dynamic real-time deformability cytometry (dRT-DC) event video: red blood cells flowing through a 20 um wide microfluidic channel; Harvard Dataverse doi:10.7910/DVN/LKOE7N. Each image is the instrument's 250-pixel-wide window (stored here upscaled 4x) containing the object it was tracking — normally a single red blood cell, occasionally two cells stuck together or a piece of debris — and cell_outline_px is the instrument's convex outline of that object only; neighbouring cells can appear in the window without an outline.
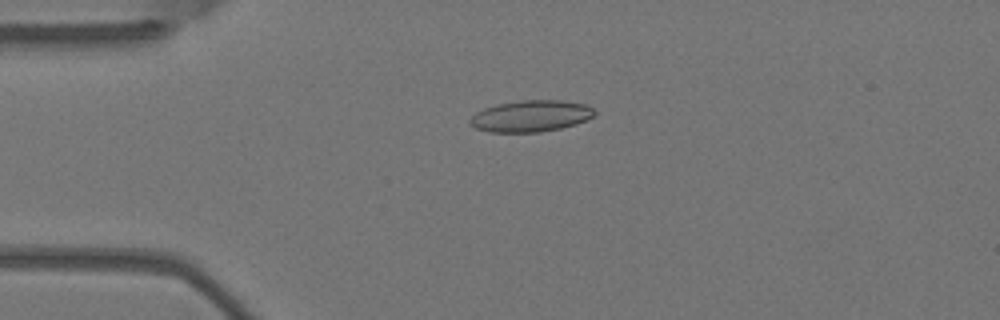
{"species": "Egyptian fruit bat (a non-hibernating species)", "species_latin": "Rousettus aegyptiacus", "temperature_condition": "warm", "stored_images_in_passage": 14, "camera_frame_rate_fps": 3000, "um_per_image_px": 0.085, "animal": {"sex": "female"}, "frame": {"image": 1, "passage_image": 3, "time_ms": 0.667, "image_size_px": [1000, 320], "cell_outline_px": [[596, 112], [592, 116], [576, 124], [560, 128], [540, 132], [488, 132], [476, 128], [468, 124], [468, 120], [476, 112], [484, 108], [496, 104], [524, 100], [560, 100], [584, 104], [592, 108]], "centroid_in_image_um": [45.07, 9.87], "position_along_channel_um": 39.9, "area_um2": 22.77}}
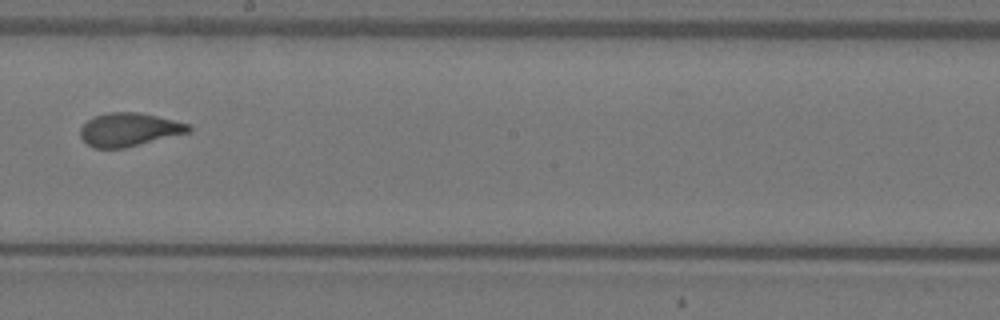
{"frame": {"image": 2, "passage_image": 8, "time_ms": 2.333, "image_size_px": [1000, 320], "cell_outline_px": [[192, 132], [124, 148], [96, 148], [88, 144], [80, 136], [80, 128], [92, 116], [108, 112], [140, 112], [188, 124], [192, 128]], "centroid_in_image_um": [10.97, 11.01], "position_along_channel_um": 237.2, "area_um2": 21.04}}
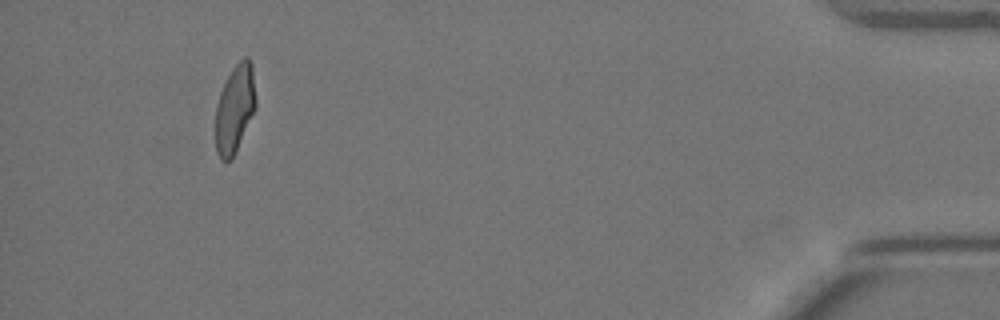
{"frame": {"image": 3, "passage_image": 13, "time_ms": 4.0, "image_size_px": [1000, 320], "cell_outline_px": [[256, 108], [232, 160], [220, 160], [216, 152], [216, 104], [220, 92], [232, 68], [244, 56], [248, 56], [252, 64], [256, 100]], "centroid_in_image_um": [19.97, 9.24], "position_along_channel_um": 415.2, "area_um2": 20.75}}